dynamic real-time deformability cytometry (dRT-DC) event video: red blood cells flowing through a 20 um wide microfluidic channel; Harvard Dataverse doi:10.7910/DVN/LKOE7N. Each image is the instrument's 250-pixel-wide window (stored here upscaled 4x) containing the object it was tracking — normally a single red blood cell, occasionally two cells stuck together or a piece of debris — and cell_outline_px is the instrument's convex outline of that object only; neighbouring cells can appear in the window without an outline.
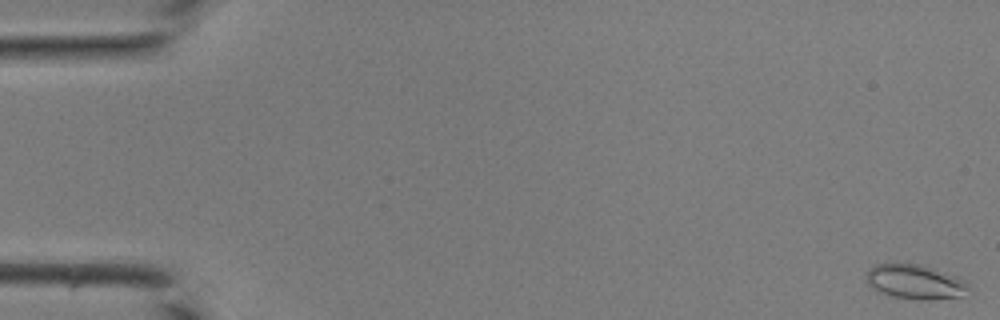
{"species": "common noctule bat (a hibernating species)", "species_latin": "Nyctalus noctula", "temperature_condition": "room temperature", "stored_images_in_passage": 43, "camera_frame_rate_fps": 3000, "um_per_image_px": 0.085, "animal": {"sex": "male", "body_mass_g": 19.0, "forearm_length_mm": 50.8}, "frame": {"image": 1, "passage_image": 1, "time_ms": 0.0, "image_size_px": [1000, 320], "cell_outline_px": [[972, 284], [960, 296], [928, 300], [920, 300], [888, 296], [876, 292], [868, 284], [864, 276], [868, 268], [876, 264], [920, 264], [936, 268], [968, 280]], "centroid_in_image_um": [77.77, 23.95], "position_along_channel_um": 7.2, "area_um2": 21.1}}
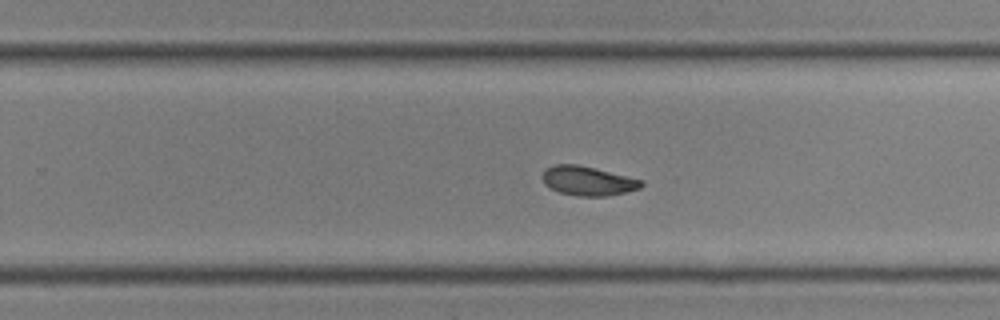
{"frame": {"image": 2, "passage_image": 28, "time_ms": 9.0, "image_size_px": [1000, 320], "cell_outline_px": [[644, 184], [640, 188], [624, 192], [604, 196], [576, 196], [560, 192], [544, 184], [544, 168], [552, 164], [576, 164], [596, 168], [644, 180]], "centroid_in_image_um": [49.98, 15.36], "position_along_channel_um": 279.8, "area_um2": 16.82}}
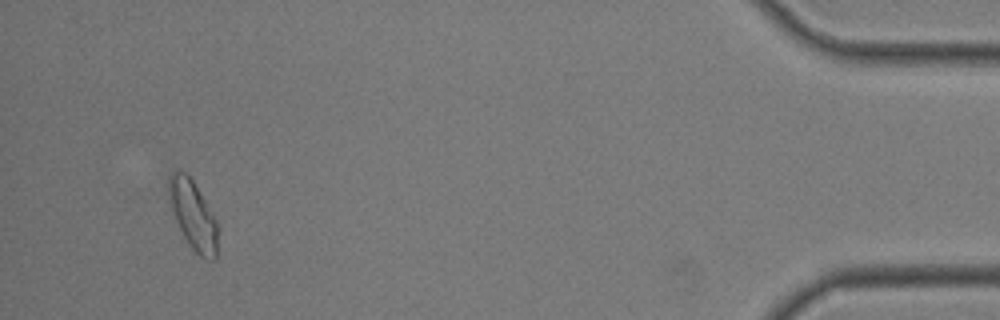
{"frame": {"image": 3, "passage_image": 41, "time_ms": 13.333, "image_size_px": [1000, 320], "cell_outline_px": [[220, 228], [216, 260], [204, 260], [188, 244], [176, 220], [168, 196], [168, 176], [176, 168], [184, 172], [192, 180], [216, 220]], "centroid_in_image_um": [16.44, 18.32], "position_along_channel_um": 418.8, "area_um2": 19.77}}